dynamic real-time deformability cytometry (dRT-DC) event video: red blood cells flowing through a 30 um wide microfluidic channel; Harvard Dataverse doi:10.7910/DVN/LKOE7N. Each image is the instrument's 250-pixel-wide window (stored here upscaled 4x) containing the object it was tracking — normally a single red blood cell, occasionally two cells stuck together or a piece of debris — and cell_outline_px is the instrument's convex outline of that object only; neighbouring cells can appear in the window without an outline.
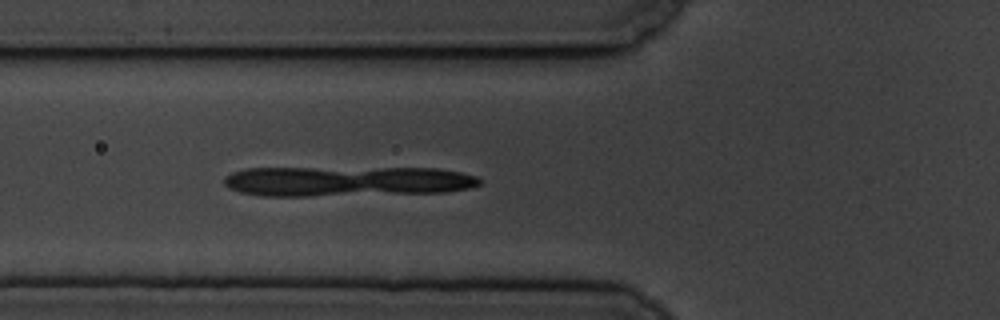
{"species": "common noctule bat (a hibernating species)", "species_latin": "Nyctalus noctula", "temperature_condition": "cold", "stored_images_in_passage": 12, "camera_frame_rate_fps": 3000, "um_per_image_px": 0.085, "animal": {"sex": "male", "body_mass_g": 19.5, "forearm_length_mm": 54.6}, "frame": {"image": 1, "passage_image": 12, "time_ms": 3.667, "image_size_px": [1000, 320], "cell_outline_px": [[584, 240], [444, 240], [432, 236], [432, 232], [448, 228], [568, 228], [580, 236]], "centroid_in_image_um": [43.07, 19.9], "position_along_channel_um": 82.7, "area_um2": 12.14}}